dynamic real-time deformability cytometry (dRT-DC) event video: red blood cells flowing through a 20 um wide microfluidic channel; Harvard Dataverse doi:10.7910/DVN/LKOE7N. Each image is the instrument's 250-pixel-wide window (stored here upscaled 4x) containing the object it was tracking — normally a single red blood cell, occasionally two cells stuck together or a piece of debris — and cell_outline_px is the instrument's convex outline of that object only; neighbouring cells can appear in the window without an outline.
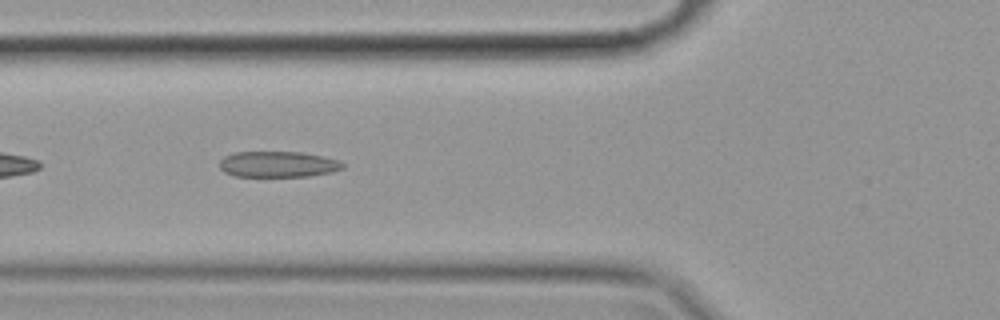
{"species": "common noctule bat (a hibernating species)", "species_latin": "Nyctalus noctula", "temperature_condition": "cold", "stored_images_in_passage": 42, "camera_frame_rate_fps": 3000, "um_per_image_px": 0.085, "animal": {"sex": "female", "body_mass_g": 19.9}, "frame": {"image": 1, "passage_image": 6, "time_ms": 1.667, "image_size_px": [1000, 320], "cell_outline_px": [[344, 164], [340, 168], [328, 172], [304, 176], [236, 176], [224, 172], [220, 168], [220, 160], [236, 152], [296, 152], [320, 156]], "centroid_in_image_um": [23.52, 13.96], "position_along_channel_um": 102.3, "area_um2": 17.8}}
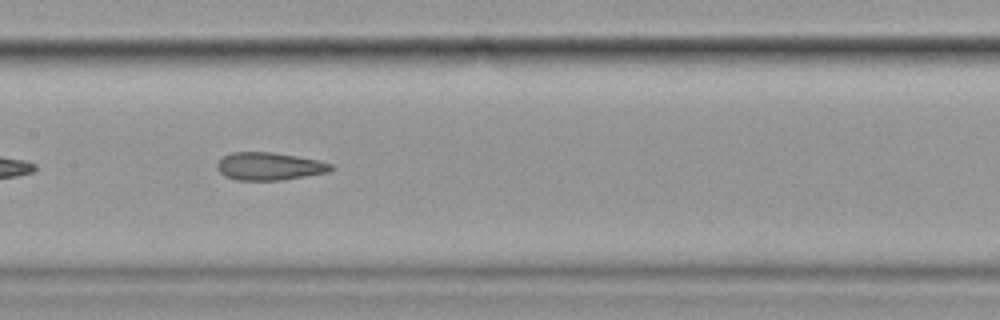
{"frame": {"image": 2, "passage_image": 13, "time_ms": 4.0, "image_size_px": [1000, 320], "cell_outline_px": [[332, 168], [328, 172], [276, 180], [240, 180], [228, 176], [220, 172], [220, 160], [224, 156], [236, 152], [268, 152], [296, 156], [316, 160], [332, 164]], "centroid_in_image_um": [22.92, 14.13], "position_along_channel_um": 184.5, "area_um2": 17.57}}
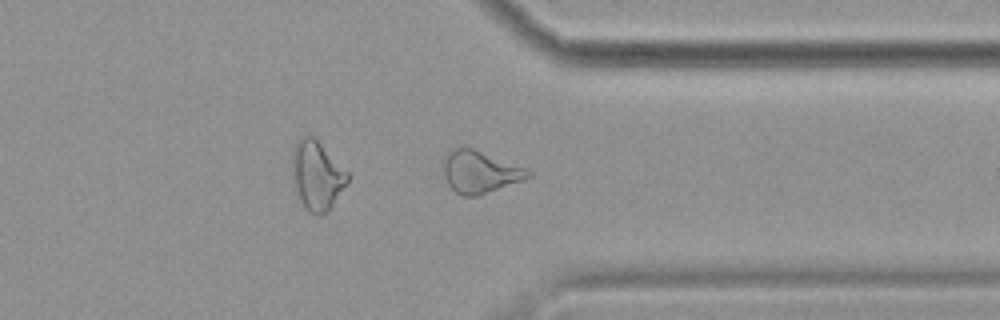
{"frame": {"image": 3, "passage_image": 29, "time_ms": 9.333, "image_size_px": [1000, 320], "cell_outline_px": [[532, 176], [476, 196], [464, 196], [456, 192], [448, 184], [444, 172], [444, 168], [448, 156], [456, 148], [468, 148], [520, 168]], "centroid_in_image_um": [40.72, 14.67], "position_along_channel_um": 370.7, "area_um2": 18.9}, "authors_computed_cell_mechanics": {"area_um2": 17.9758, "velocity_mm_per_s": 3.5134, "shape_relaxation_time_tau1_ms": null, "shape_relaxation_time_tau2_ms": 3.8391, "deformation_change_tau1": null, "deformation_change_tau2": 0.1374}}